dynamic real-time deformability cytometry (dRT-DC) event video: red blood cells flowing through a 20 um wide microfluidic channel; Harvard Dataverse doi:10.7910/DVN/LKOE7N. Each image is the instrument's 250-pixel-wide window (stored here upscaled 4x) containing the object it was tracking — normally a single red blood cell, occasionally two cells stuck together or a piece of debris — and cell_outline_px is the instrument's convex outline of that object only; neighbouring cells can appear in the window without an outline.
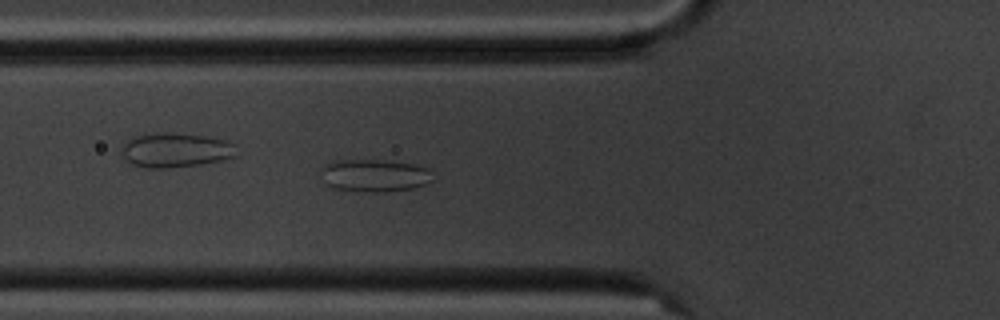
{"species": "common noctule bat (a hibernating species)", "species_latin": "Nyctalus noctula", "temperature_condition": "cold", "stored_images_in_passage": 5, "camera_frame_rate_fps": 3000, "um_per_image_px": 0.085, "animal": {"sex": "male", "body_mass_g": 20.1, "forearm_length_mm": 53.5}, "frame": {"image": 1, "passage_image": 5, "time_ms": 4.667, "image_size_px": [1000, 320], "cell_outline_px": [[432, 180], [424, 184], [412, 188], [388, 192], [368, 192], [332, 188], [324, 184], [320, 172], [320, 168], [324, 164], [332, 160], [380, 160], [412, 164], [428, 168], [432, 172]], "centroid_in_image_um": [31.76, 14.92], "position_along_channel_um": 94.0, "area_um2": 21.44}}